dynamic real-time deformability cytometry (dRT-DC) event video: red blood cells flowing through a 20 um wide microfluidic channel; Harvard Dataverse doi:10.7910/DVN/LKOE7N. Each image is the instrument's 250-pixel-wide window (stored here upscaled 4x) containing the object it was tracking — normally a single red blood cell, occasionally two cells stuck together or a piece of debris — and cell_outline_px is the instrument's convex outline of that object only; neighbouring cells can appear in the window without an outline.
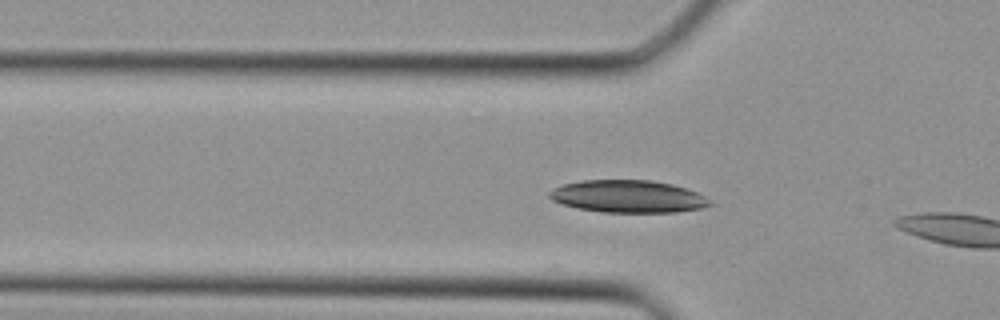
{"species": "Egyptian fruit bat (a non-hibernating species)", "species_latin": "Rousettus aegyptiacus", "temperature_condition": "cold", "stored_images_in_passage": 4, "camera_frame_rate_fps": 3000, "um_per_image_px": 0.085, "animal": {"sex": "female"}, "frame": {"image": 1, "passage_image": 3, "time_ms": 0.667, "image_size_px": [1000, 320], "cell_outline_px": [[712, 204], [700, 208], [676, 212], [604, 212], [576, 208], [552, 200], [548, 196], [548, 192], [552, 188], [564, 184], [580, 180], [652, 180], [672, 184], [696, 192], [712, 200]], "centroid_in_image_um": [53.36, 16.69], "position_along_channel_um": 72.4, "area_um2": 30.29}}